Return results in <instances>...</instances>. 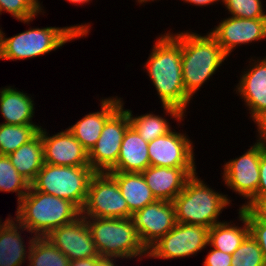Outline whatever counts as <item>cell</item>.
Wrapping results in <instances>:
<instances>
[{
	"label": "cell",
	"mask_w": 266,
	"mask_h": 266,
	"mask_svg": "<svg viewBox=\"0 0 266 266\" xmlns=\"http://www.w3.org/2000/svg\"><path fill=\"white\" fill-rule=\"evenodd\" d=\"M156 38L143 65L144 72L155 87L161 106L176 108L187 116V107L193 99L186 93L183 84L181 32L174 33L170 29Z\"/></svg>",
	"instance_id": "1"
},
{
	"label": "cell",
	"mask_w": 266,
	"mask_h": 266,
	"mask_svg": "<svg viewBox=\"0 0 266 266\" xmlns=\"http://www.w3.org/2000/svg\"><path fill=\"white\" fill-rule=\"evenodd\" d=\"M91 23L56 27H29L11 37L2 30L0 60H27L44 56L73 40L85 38L91 30Z\"/></svg>",
	"instance_id": "2"
},
{
	"label": "cell",
	"mask_w": 266,
	"mask_h": 266,
	"mask_svg": "<svg viewBox=\"0 0 266 266\" xmlns=\"http://www.w3.org/2000/svg\"><path fill=\"white\" fill-rule=\"evenodd\" d=\"M227 60L228 56L209 31L206 34L192 29L181 31L183 84L192 99Z\"/></svg>",
	"instance_id": "3"
},
{
	"label": "cell",
	"mask_w": 266,
	"mask_h": 266,
	"mask_svg": "<svg viewBox=\"0 0 266 266\" xmlns=\"http://www.w3.org/2000/svg\"><path fill=\"white\" fill-rule=\"evenodd\" d=\"M15 219L36 237H46L52 230L81 216L72 202L35 190L31 185L17 204Z\"/></svg>",
	"instance_id": "4"
},
{
	"label": "cell",
	"mask_w": 266,
	"mask_h": 266,
	"mask_svg": "<svg viewBox=\"0 0 266 266\" xmlns=\"http://www.w3.org/2000/svg\"><path fill=\"white\" fill-rule=\"evenodd\" d=\"M197 174L186 181L184 189L172 201L176 221L180 224L211 228L216 223L222 222L219 216L223 210L233 204V200L228 194L216 191Z\"/></svg>",
	"instance_id": "5"
},
{
	"label": "cell",
	"mask_w": 266,
	"mask_h": 266,
	"mask_svg": "<svg viewBox=\"0 0 266 266\" xmlns=\"http://www.w3.org/2000/svg\"><path fill=\"white\" fill-rule=\"evenodd\" d=\"M84 218L100 256L130 261L137 259L136 262L147 258L148 250L142 244L131 218Z\"/></svg>",
	"instance_id": "6"
},
{
	"label": "cell",
	"mask_w": 266,
	"mask_h": 266,
	"mask_svg": "<svg viewBox=\"0 0 266 266\" xmlns=\"http://www.w3.org/2000/svg\"><path fill=\"white\" fill-rule=\"evenodd\" d=\"M95 173L90 166H60L44 163L30 185L42 193L68 200L82 210L87 199L90 180Z\"/></svg>",
	"instance_id": "7"
},
{
	"label": "cell",
	"mask_w": 266,
	"mask_h": 266,
	"mask_svg": "<svg viewBox=\"0 0 266 266\" xmlns=\"http://www.w3.org/2000/svg\"><path fill=\"white\" fill-rule=\"evenodd\" d=\"M266 144L253 142L244 154L225 161L223 165L222 182L227 189L246 199L239 209H242L256 194L260 181L259 166L262 150Z\"/></svg>",
	"instance_id": "8"
},
{
	"label": "cell",
	"mask_w": 266,
	"mask_h": 266,
	"mask_svg": "<svg viewBox=\"0 0 266 266\" xmlns=\"http://www.w3.org/2000/svg\"><path fill=\"white\" fill-rule=\"evenodd\" d=\"M209 229L202 225L177 223L148 249L147 259L175 260L194 257L207 248Z\"/></svg>",
	"instance_id": "9"
},
{
	"label": "cell",
	"mask_w": 266,
	"mask_h": 266,
	"mask_svg": "<svg viewBox=\"0 0 266 266\" xmlns=\"http://www.w3.org/2000/svg\"><path fill=\"white\" fill-rule=\"evenodd\" d=\"M81 215L91 218H129L127 202L116 180L108 172H96L92 176Z\"/></svg>",
	"instance_id": "10"
},
{
	"label": "cell",
	"mask_w": 266,
	"mask_h": 266,
	"mask_svg": "<svg viewBox=\"0 0 266 266\" xmlns=\"http://www.w3.org/2000/svg\"><path fill=\"white\" fill-rule=\"evenodd\" d=\"M122 105L107 119L100 137L89 152V165L95 172H108L118 161L120 147L130 119Z\"/></svg>",
	"instance_id": "11"
},
{
	"label": "cell",
	"mask_w": 266,
	"mask_h": 266,
	"mask_svg": "<svg viewBox=\"0 0 266 266\" xmlns=\"http://www.w3.org/2000/svg\"><path fill=\"white\" fill-rule=\"evenodd\" d=\"M193 143L186 132L172 128L167 134L148 142L150 166L197 167Z\"/></svg>",
	"instance_id": "12"
},
{
	"label": "cell",
	"mask_w": 266,
	"mask_h": 266,
	"mask_svg": "<svg viewBox=\"0 0 266 266\" xmlns=\"http://www.w3.org/2000/svg\"><path fill=\"white\" fill-rule=\"evenodd\" d=\"M217 24L211 28L210 33L228 57L242 45L266 41V18L245 19L228 16Z\"/></svg>",
	"instance_id": "13"
},
{
	"label": "cell",
	"mask_w": 266,
	"mask_h": 266,
	"mask_svg": "<svg viewBox=\"0 0 266 266\" xmlns=\"http://www.w3.org/2000/svg\"><path fill=\"white\" fill-rule=\"evenodd\" d=\"M130 218L147 250L177 224L174 204L165 200L146 205Z\"/></svg>",
	"instance_id": "14"
},
{
	"label": "cell",
	"mask_w": 266,
	"mask_h": 266,
	"mask_svg": "<svg viewBox=\"0 0 266 266\" xmlns=\"http://www.w3.org/2000/svg\"><path fill=\"white\" fill-rule=\"evenodd\" d=\"M46 238L70 261L100 256L88 223L82 215L75 221L52 230Z\"/></svg>",
	"instance_id": "15"
},
{
	"label": "cell",
	"mask_w": 266,
	"mask_h": 266,
	"mask_svg": "<svg viewBox=\"0 0 266 266\" xmlns=\"http://www.w3.org/2000/svg\"><path fill=\"white\" fill-rule=\"evenodd\" d=\"M41 128L44 163L60 166H90L89 153L66 128L58 133L49 134Z\"/></svg>",
	"instance_id": "16"
},
{
	"label": "cell",
	"mask_w": 266,
	"mask_h": 266,
	"mask_svg": "<svg viewBox=\"0 0 266 266\" xmlns=\"http://www.w3.org/2000/svg\"><path fill=\"white\" fill-rule=\"evenodd\" d=\"M256 57L248 58L249 64L241 71L233 90L242 99L250 119L266 107V56Z\"/></svg>",
	"instance_id": "17"
},
{
	"label": "cell",
	"mask_w": 266,
	"mask_h": 266,
	"mask_svg": "<svg viewBox=\"0 0 266 266\" xmlns=\"http://www.w3.org/2000/svg\"><path fill=\"white\" fill-rule=\"evenodd\" d=\"M24 231L29 233L27 247L21 235ZM35 238L36 236L32 235L11 214L5 220L0 217V266H22L27 263Z\"/></svg>",
	"instance_id": "18"
},
{
	"label": "cell",
	"mask_w": 266,
	"mask_h": 266,
	"mask_svg": "<svg viewBox=\"0 0 266 266\" xmlns=\"http://www.w3.org/2000/svg\"><path fill=\"white\" fill-rule=\"evenodd\" d=\"M197 167L149 166L142 175L157 200L173 201Z\"/></svg>",
	"instance_id": "19"
},
{
	"label": "cell",
	"mask_w": 266,
	"mask_h": 266,
	"mask_svg": "<svg viewBox=\"0 0 266 266\" xmlns=\"http://www.w3.org/2000/svg\"><path fill=\"white\" fill-rule=\"evenodd\" d=\"M99 101V111L89 112L67 128L88 153L95 146L107 119L122 105L119 96L102 97Z\"/></svg>",
	"instance_id": "20"
},
{
	"label": "cell",
	"mask_w": 266,
	"mask_h": 266,
	"mask_svg": "<svg viewBox=\"0 0 266 266\" xmlns=\"http://www.w3.org/2000/svg\"><path fill=\"white\" fill-rule=\"evenodd\" d=\"M30 94L17 90L14 86L0 88V112L4 119L3 124L26 125L33 122L35 104Z\"/></svg>",
	"instance_id": "21"
},
{
	"label": "cell",
	"mask_w": 266,
	"mask_h": 266,
	"mask_svg": "<svg viewBox=\"0 0 266 266\" xmlns=\"http://www.w3.org/2000/svg\"><path fill=\"white\" fill-rule=\"evenodd\" d=\"M149 166L148 142L130 126L125 132L117 164L110 171L141 173Z\"/></svg>",
	"instance_id": "22"
},
{
	"label": "cell",
	"mask_w": 266,
	"mask_h": 266,
	"mask_svg": "<svg viewBox=\"0 0 266 266\" xmlns=\"http://www.w3.org/2000/svg\"><path fill=\"white\" fill-rule=\"evenodd\" d=\"M161 108H163L162 110L164 112V115L162 114L161 116L152 111L138 116L136 114L135 116L132 114L134 113L132 110L125 109L129 116L131 126L147 142H151L159 136L167 134L172 129V125L169 122L170 120L167 119L165 115L178 122L177 125L179 127L182 124L181 122L185 119V115L176 108L170 106H161Z\"/></svg>",
	"instance_id": "23"
},
{
	"label": "cell",
	"mask_w": 266,
	"mask_h": 266,
	"mask_svg": "<svg viewBox=\"0 0 266 266\" xmlns=\"http://www.w3.org/2000/svg\"><path fill=\"white\" fill-rule=\"evenodd\" d=\"M238 222L232 220L216 223L209 229L208 247L211 246L222 252L233 254L249 234L247 214L238 209Z\"/></svg>",
	"instance_id": "24"
},
{
	"label": "cell",
	"mask_w": 266,
	"mask_h": 266,
	"mask_svg": "<svg viewBox=\"0 0 266 266\" xmlns=\"http://www.w3.org/2000/svg\"><path fill=\"white\" fill-rule=\"evenodd\" d=\"M116 180L121 194L129 208V218L132 213L143 209L146 205L157 199L147 185L142 173H126L119 171H108Z\"/></svg>",
	"instance_id": "25"
},
{
	"label": "cell",
	"mask_w": 266,
	"mask_h": 266,
	"mask_svg": "<svg viewBox=\"0 0 266 266\" xmlns=\"http://www.w3.org/2000/svg\"><path fill=\"white\" fill-rule=\"evenodd\" d=\"M8 157L17 172L31 184L44 164L41 134L38 133L32 140L20 146Z\"/></svg>",
	"instance_id": "26"
},
{
	"label": "cell",
	"mask_w": 266,
	"mask_h": 266,
	"mask_svg": "<svg viewBox=\"0 0 266 266\" xmlns=\"http://www.w3.org/2000/svg\"><path fill=\"white\" fill-rule=\"evenodd\" d=\"M41 124L9 125L0 123V155H9L32 140Z\"/></svg>",
	"instance_id": "27"
},
{
	"label": "cell",
	"mask_w": 266,
	"mask_h": 266,
	"mask_svg": "<svg viewBox=\"0 0 266 266\" xmlns=\"http://www.w3.org/2000/svg\"><path fill=\"white\" fill-rule=\"evenodd\" d=\"M29 261V262H28ZM27 261L28 266H70V260L46 237H36Z\"/></svg>",
	"instance_id": "28"
},
{
	"label": "cell",
	"mask_w": 266,
	"mask_h": 266,
	"mask_svg": "<svg viewBox=\"0 0 266 266\" xmlns=\"http://www.w3.org/2000/svg\"><path fill=\"white\" fill-rule=\"evenodd\" d=\"M30 188V183L12 165L7 155H0V192L16 193L17 204Z\"/></svg>",
	"instance_id": "29"
},
{
	"label": "cell",
	"mask_w": 266,
	"mask_h": 266,
	"mask_svg": "<svg viewBox=\"0 0 266 266\" xmlns=\"http://www.w3.org/2000/svg\"><path fill=\"white\" fill-rule=\"evenodd\" d=\"M42 2L40 0H0V15L8 13L14 19L23 24L33 22L38 15H44Z\"/></svg>",
	"instance_id": "30"
},
{
	"label": "cell",
	"mask_w": 266,
	"mask_h": 266,
	"mask_svg": "<svg viewBox=\"0 0 266 266\" xmlns=\"http://www.w3.org/2000/svg\"><path fill=\"white\" fill-rule=\"evenodd\" d=\"M232 257L231 266H266L261 248L250 233L234 251Z\"/></svg>",
	"instance_id": "31"
},
{
	"label": "cell",
	"mask_w": 266,
	"mask_h": 266,
	"mask_svg": "<svg viewBox=\"0 0 266 266\" xmlns=\"http://www.w3.org/2000/svg\"><path fill=\"white\" fill-rule=\"evenodd\" d=\"M263 3V0H222L221 4L232 17L258 19L266 18V4Z\"/></svg>",
	"instance_id": "32"
},
{
	"label": "cell",
	"mask_w": 266,
	"mask_h": 266,
	"mask_svg": "<svg viewBox=\"0 0 266 266\" xmlns=\"http://www.w3.org/2000/svg\"><path fill=\"white\" fill-rule=\"evenodd\" d=\"M242 210L247 214L248 222L266 224V196H254Z\"/></svg>",
	"instance_id": "33"
},
{
	"label": "cell",
	"mask_w": 266,
	"mask_h": 266,
	"mask_svg": "<svg viewBox=\"0 0 266 266\" xmlns=\"http://www.w3.org/2000/svg\"><path fill=\"white\" fill-rule=\"evenodd\" d=\"M210 251L204 258L203 266H231L232 255L210 246Z\"/></svg>",
	"instance_id": "34"
},
{
	"label": "cell",
	"mask_w": 266,
	"mask_h": 266,
	"mask_svg": "<svg viewBox=\"0 0 266 266\" xmlns=\"http://www.w3.org/2000/svg\"><path fill=\"white\" fill-rule=\"evenodd\" d=\"M249 233L261 248L266 263V224L262 222H248Z\"/></svg>",
	"instance_id": "35"
},
{
	"label": "cell",
	"mask_w": 266,
	"mask_h": 266,
	"mask_svg": "<svg viewBox=\"0 0 266 266\" xmlns=\"http://www.w3.org/2000/svg\"><path fill=\"white\" fill-rule=\"evenodd\" d=\"M252 121L256 124V142L266 144V107L260 110Z\"/></svg>",
	"instance_id": "36"
},
{
	"label": "cell",
	"mask_w": 266,
	"mask_h": 266,
	"mask_svg": "<svg viewBox=\"0 0 266 266\" xmlns=\"http://www.w3.org/2000/svg\"><path fill=\"white\" fill-rule=\"evenodd\" d=\"M259 185L255 196H266V147L262 150L259 166Z\"/></svg>",
	"instance_id": "37"
},
{
	"label": "cell",
	"mask_w": 266,
	"mask_h": 266,
	"mask_svg": "<svg viewBox=\"0 0 266 266\" xmlns=\"http://www.w3.org/2000/svg\"><path fill=\"white\" fill-rule=\"evenodd\" d=\"M118 260L123 259H120L118 257L99 256L96 258L95 266H119L117 265Z\"/></svg>",
	"instance_id": "38"
},
{
	"label": "cell",
	"mask_w": 266,
	"mask_h": 266,
	"mask_svg": "<svg viewBox=\"0 0 266 266\" xmlns=\"http://www.w3.org/2000/svg\"><path fill=\"white\" fill-rule=\"evenodd\" d=\"M183 1V3H187V4H190V5H193L194 6H199V7H206L207 5L211 6V5H216L218 4V2H222V0H181Z\"/></svg>",
	"instance_id": "39"
},
{
	"label": "cell",
	"mask_w": 266,
	"mask_h": 266,
	"mask_svg": "<svg viewBox=\"0 0 266 266\" xmlns=\"http://www.w3.org/2000/svg\"><path fill=\"white\" fill-rule=\"evenodd\" d=\"M97 257L70 261V266H95Z\"/></svg>",
	"instance_id": "40"
},
{
	"label": "cell",
	"mask_w": 266,
	"mask_h": 266,
	"mask_svg": "<svg viewBox=\"0 0 266 266\" xmlns=\"http://www.w3.org/2000/svg\"><path fill=\"white\" fill-rule=\"evenodd\" d=\"M66 2H68V3H71V4H75L76 6L78 5H80V6H84V4L86 5V4H90L91 2H92V0H65Z\"/></svg>",
	"instance_id": "41"
},
{
	"label": "cell",
	"mask_w": 266,
	"mask_h": 266,
	"mask_svg": "<svg viewBox=\"0 0 266 266\" xmlns=\"http://www.w3.org/2000/svg\"><path fill=\"white\" fill-rule=\"evenodd\" d=\"M154 1H160V0H135V2H137L138 4L137 5H144L146 4L147 2L150 3V2H154Z\"/></svg>",
	"instance_id": "42"
},
{
	"label": "cell",
	"mask_w": 266,
	"mask_h": 266,
	"mask_svg": "<svg viewBox=\"0 0 266 266\" xmlns=\"http://www.w3.org/2000/svg\"><path fill=\"white\" fill-rule=\"evenodd\" d=\"M1 34H2V27H0V47H1Z\"/></svg>",
	"instance_id": "43"
}]
</instances>
